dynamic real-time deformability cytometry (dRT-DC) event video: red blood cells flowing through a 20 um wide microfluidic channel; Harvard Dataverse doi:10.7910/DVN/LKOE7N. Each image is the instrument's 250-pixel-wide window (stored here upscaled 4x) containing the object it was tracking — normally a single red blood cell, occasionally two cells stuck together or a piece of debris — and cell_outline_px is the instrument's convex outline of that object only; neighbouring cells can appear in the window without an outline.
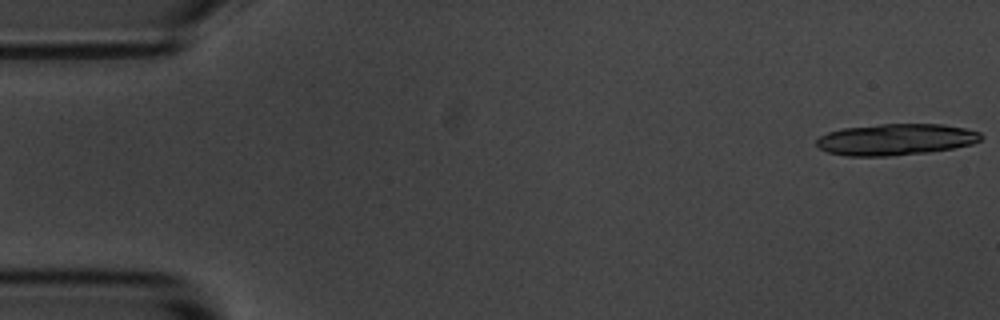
{"species": "common noctule bat (a hibernating species)", "species_latin": "Nyctalus noctula", "temperature_condition": "room temperature", "stored_images_in_passage": 7, "camera_frame_rate_fps": 3000, "um_per_image_px": 0.085, "animal": {"sex": "male", "body_mass_g": 20.1, "forearm_length_mm": 53.5}, "frame": {"image": 1, "passage_image": 1, "time_ms": 0.0, "image_size_px": [1000, 320], "cell_outline_px": [[984, 136], [980, 140], [972, 144], [952, 148], [928, 152], [888, 156], [848, 156], [828, 152], [820, 148], [816, 144], [816, 140], [820, 136], [828, 132], [844, 128], [880, 124], [944, 124], [964, 128], [980, 132]], "centroid_in_image_um": [76.15, 11.85], "position_along_channel_um": 8.8, "area_um2": 30.06}}
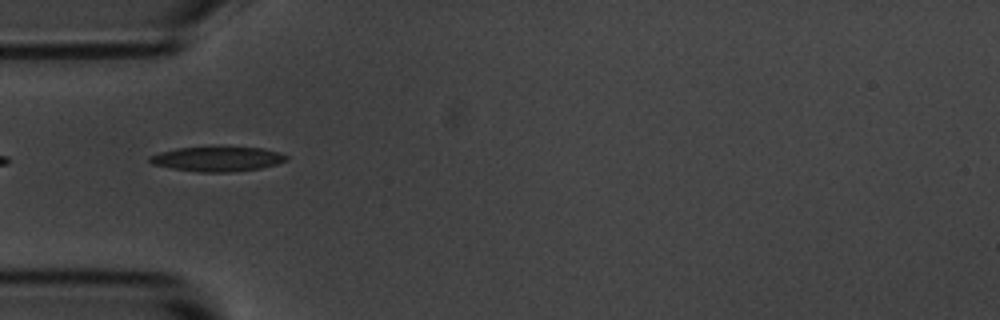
{"frame": {"image": 2, "passage_image": 5, "time_ms": 5.333, "image_size_px": [1000, 320], "cell_outline_px": [[288, 160], [276, 164], [260, 168], [228, 172], [200, 172], [172, 168], [152, 164], [148, 160], [148, 156], [160, 152], [176, 148], [264, 148], [288, 156]], "centroid_in_image_um": [18.45, 13.52], "position_along_channel_um": 66.6, "area_um2": 19.25}}
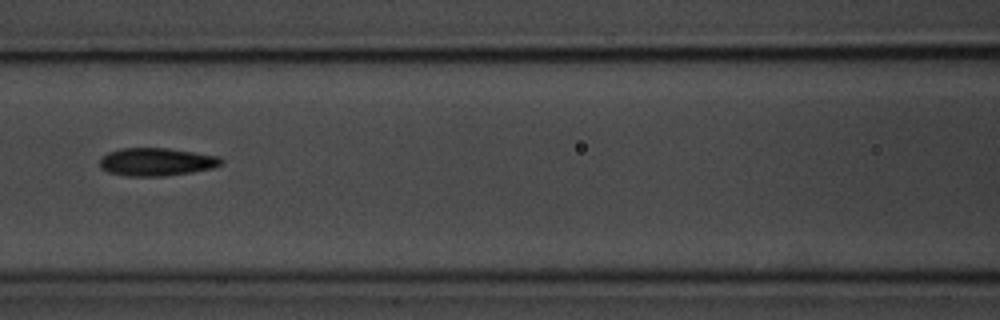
{"frame": {"image": 3, "passage_image": 7, "time_ms": 7.667, "image_size_px": [1000, 320], "cell_outline_px": [[224, 160], [220, 164], [212, 168], [192, 172], [164, 176], [128, 176], [108, 172], [100, 168], [100, 160], [108, 152], [120, 148], [168, 148], [216, 156]], "centroid_in_image_um": [13.27, 13.76], "position_along_channel_um": 153.3, "area_um2": 19.59}}